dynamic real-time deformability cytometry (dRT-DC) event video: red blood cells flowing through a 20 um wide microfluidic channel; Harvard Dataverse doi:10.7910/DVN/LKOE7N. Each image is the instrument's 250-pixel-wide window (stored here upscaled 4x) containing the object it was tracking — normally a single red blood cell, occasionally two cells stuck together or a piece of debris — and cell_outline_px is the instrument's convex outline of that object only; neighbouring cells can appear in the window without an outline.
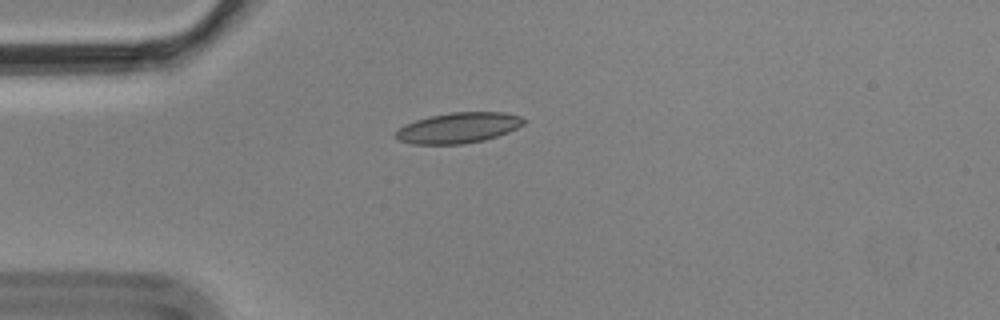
{"species": "Egyptian fruit bat (a non-hibernating species)", "species_latin": "Rousettus aegyptiacus", "temperature_condition": "cold", "stored_images_in_passage": 7, "camera_frame_rate_fps": 3000, "um_per_image_px": 0.085, "animal": {"sex": "male"}, "frame": {"image": 1, "passage_image": 4, "time_ms": 1.0, "image_size_px": [1000, 320], "cell_outline_px": [[528, 120], [524, 124], [508, 132], [484, 140], [464, 144], [412, 144], [400, 140], [396, 136], [396, 132], [404, 124], [428, 116], [452, 112], [504, 112], [520, 116]], "centroid_in_image_um": [38.99, 10.86], "position_along_channel_um": 46.0, "area_um2": 22.77}}
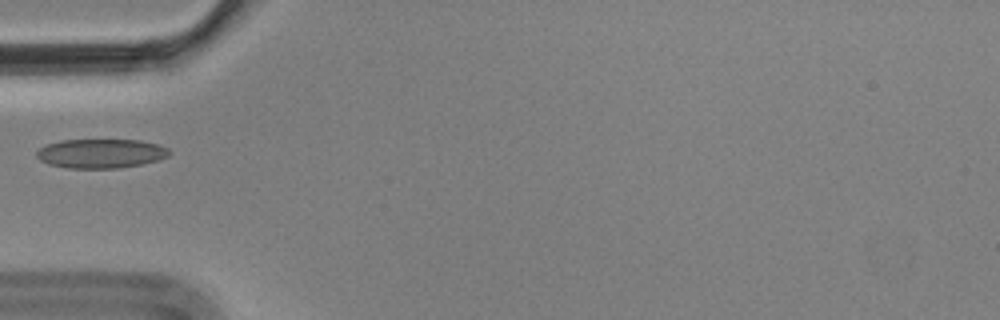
{"frame": {"image": 2, "passage_image": 5, "time_ms": 1.333, "image_size_px": [1000, 320], "cell_outline_px": [[172, 152], [168, 156], [156, 160], [140, 164], [120, 168], [68, 168], [48, 164], [40, 160], [36, 156], [36, 152], [44, 144], [60, 140], [140, 140], [160, 144], [168, 148]], "centroid_in_image_um": [8.56, 13.04], "position_along_channel_um": 76.4, "area_um2": 22.72}}
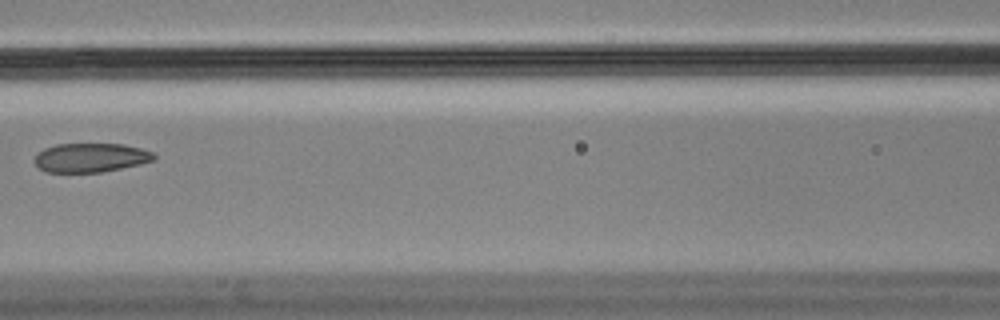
{"frame": {"image": 3, "passage_image": 7, "time_ms": 2.0, "image_size_px": [1000, 320], "cell_outline_px": [[156, 160], [140, 164], [100, 172], [44, 172], [36, 168], [32, 160], [36, 152], [44, 148], [56, 144], [124, 144], [140, 148], [152, 152], [156, 156]], "centroid_in_image_um": [7.63, 13.4], "position_along_channel_um": 159.0, "area_um2": 20.52}}